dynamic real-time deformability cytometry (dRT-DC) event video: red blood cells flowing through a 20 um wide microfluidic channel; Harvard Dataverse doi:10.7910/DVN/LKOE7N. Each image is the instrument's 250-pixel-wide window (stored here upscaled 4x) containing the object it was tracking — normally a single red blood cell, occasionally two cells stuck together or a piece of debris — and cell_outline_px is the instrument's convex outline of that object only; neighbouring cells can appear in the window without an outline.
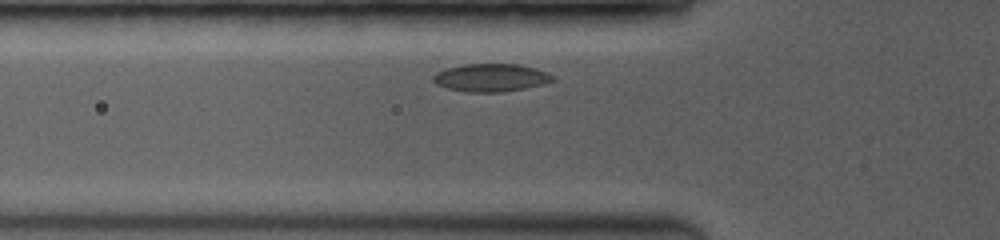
{"species": "common noctule bat (a hibernating species)", "species_latin": "Nyctalus noctula", "temperature_condition": "room temperature", "stored_images_in_passage": 8, "camera_frame_rate_fps": 3500, "um_per_image_px": 0.085, "animal": {"sex": "female", "body_mass_g": 19.0, "forearm_length_mm": 53.3}, "frame": {"image": 1, "passage_image": 3, "time_ms": 1.143, "image_size_px": [1000, 240], "cell_outline_px": [[556, 80], [544, 84], [504, 92], [464, 92], [448, 88], [436, 84], [432, 80], [432, 76], [436, 72], [448, 68], [464, 64], [520, 64], [536, 68], [548, 72], [556, 76]], "centroid_in_image_um": [41.77, 6.6], "position_along_channel_um": 84.0, "area_um2": 19.65}}
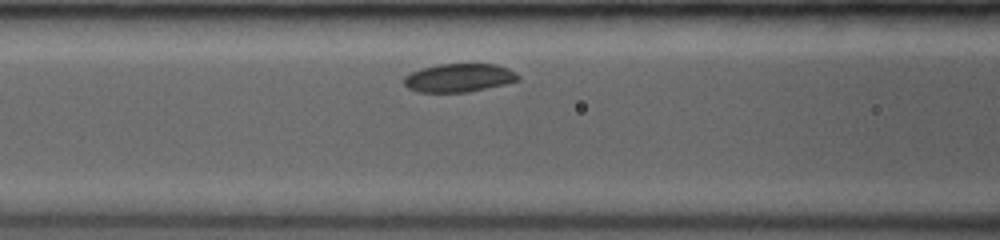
{"frame": {"image": 2, "passage_image": 5, "time_ms": 2.286, "image_size_px": [1000, 240], "cell_outline_px": [[520, 80], [504, 84], [468, 92], [416, 92], [408, 88], [404, 84], [404, 76], [420, 68], [440, 64], [496, 64], [508, 68], [516, 72], [520, 76]], "centroid_in_image_um": [39.01, 6.61], "position_along_channel_um": 127.6, "area_um2": 18.96}}
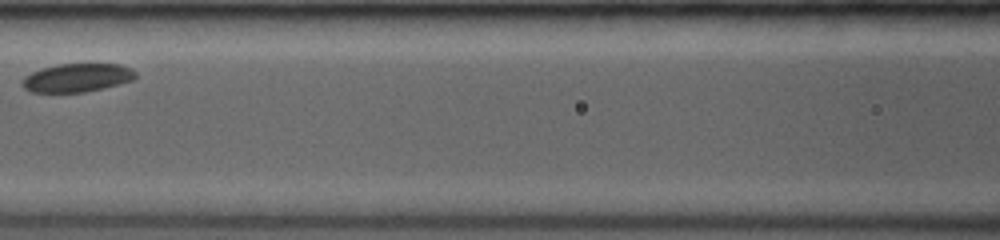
{"frame": {"image": 3, "passage_image": 7, "time_ms": 3.143, "image_size_px": [1000, 240], "cell_outline_px": [[136, 76], [132, 80], [104, 88], [84, 92], [28, 92], [20, 84], [24, 76], [40, 68], [60, 64], [120, 64], [132, 68], [136, 72]], "centroid_in_image_um": [6.52, 6.61], "position_along_channel_um": 160.1, "area_um2": 18.9}}